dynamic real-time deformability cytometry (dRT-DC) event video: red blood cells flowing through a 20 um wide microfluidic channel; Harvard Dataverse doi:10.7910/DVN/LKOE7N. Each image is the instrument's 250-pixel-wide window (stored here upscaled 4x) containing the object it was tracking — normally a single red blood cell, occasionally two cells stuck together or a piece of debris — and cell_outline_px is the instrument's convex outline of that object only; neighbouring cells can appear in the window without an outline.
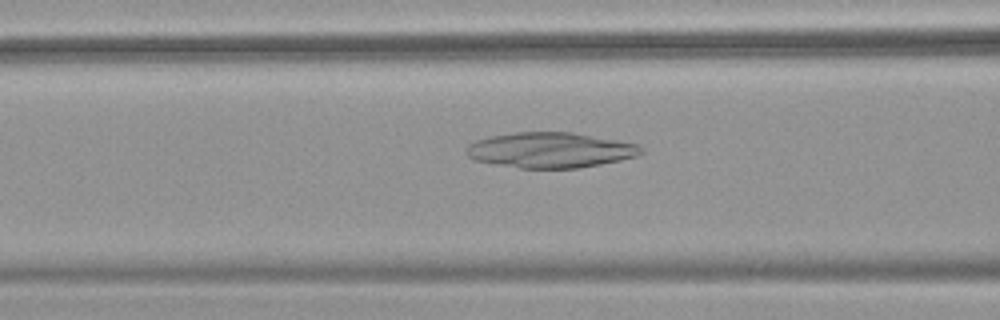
{"species": "common noctule bat (a hibernating species)", "species_latin": "Nyctalus noctula", "temperature_condition": "warm", "stored_images_in_passage": 35, "camera_frame_rate_fps": 3000, "um_per_image_px": 0.085, "animal": {"sex": "female", "body_mass_g": 18.4}, "frame": {"image": 1, "passage_image": 13, "time_ms": 4.0, "image_size_px": [1000, 320], "cell_outline_px": [[644, 152], [636, 156], [620, 160], [600, 164], [576, 168], [520, 168], [496, 164], [476, 160], [468, 156], [468, 144], [476, 140], [492, 136], [516, 132], [572, 132], [640, 144], [644, 148]], "centroid_in_image_um": [46.83, 12.75], "position_along_channel_um": 119.8, "area_um2": 35.84}}
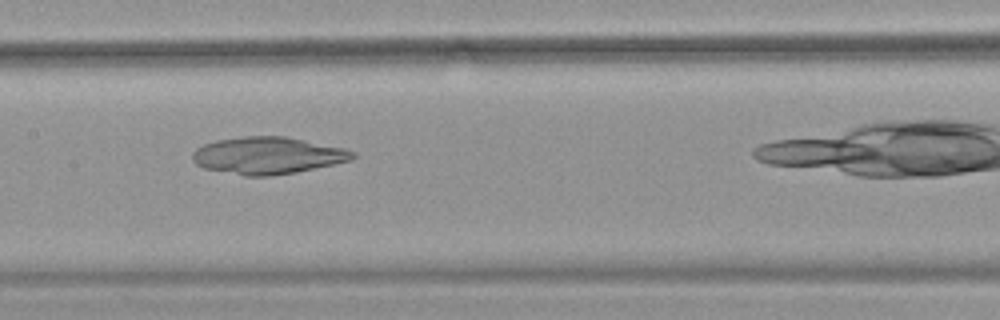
{"frame": {"image": 2, "passage_image": 18, "time_ms": 5.667, "image_size_px": [1000, 320], "cell_outline_px": [[356, 156], [352, 160], [296, 172], [268, 176], [244, 176], [204, 168], [196, 164], [192, 160], [192, 152], [196, 148], [204, 144], [216, 140], [244, 136], [284, 136], [344, 148], [356, 152]], "centroid_in_image_um": [22.74, 13.22], "position_along_channel_um": 184.7, "area_um2": 34.56}}
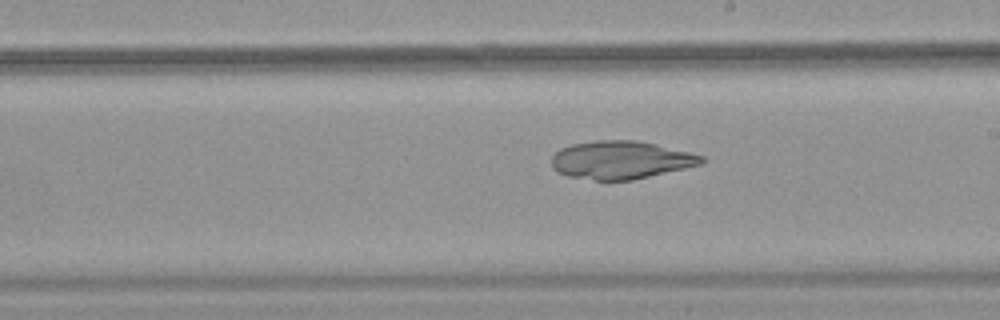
{"frame": {"image": 3, "passage_image": 22, "time_ms": 7.0, "image_size_px": [1000, 320], "cell_outline_px": [[704, 160], [700, 164], [684, 168], [632, 180], [596, 180], [568, 176], [556, 172], [552, 168], [552, 156], [560, 148], [572, 144], [596, 140], [636, 140], [692, 152], [704, 156]], "centroid_in_image_um": [52.74, 13.59], "position_along_channel_um": 236.3, "area_um2": 33.12}}